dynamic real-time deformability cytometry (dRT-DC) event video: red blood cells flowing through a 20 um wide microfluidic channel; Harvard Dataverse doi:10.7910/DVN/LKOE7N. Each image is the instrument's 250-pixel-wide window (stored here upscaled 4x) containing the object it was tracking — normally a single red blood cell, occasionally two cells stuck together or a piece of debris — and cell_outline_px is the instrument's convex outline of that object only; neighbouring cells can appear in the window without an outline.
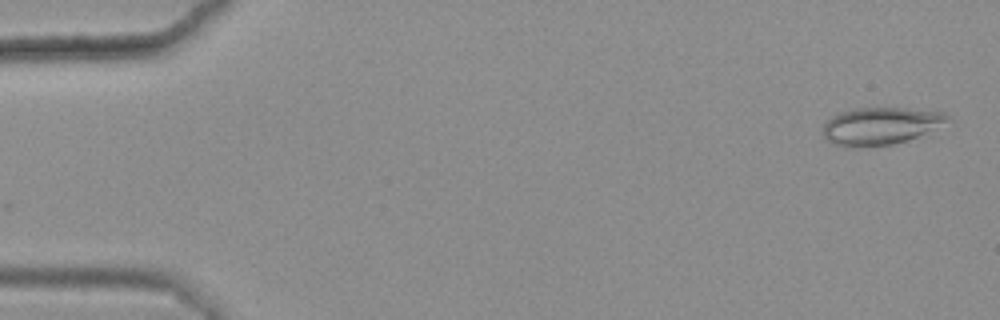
{"species": "common noctule bat (a hibernating species)", "species_latin": "Nyctalus noctula", "temperature_condition": "warm", "stored_images_in_passage": 50, "camera_frame_rate_fps": 3000, "um_per_image_px": 0.085, "animal": {"sex": "female", "body_mass_g": 25.1}, "frame": {"image": 1, "passage_image": 2, "time_ms": 0.333, "image_size_px": [1000, 320], "cell_outline_px": [[952, 120], [908, 140], [892, 144], [856, 148], [844, 148], [832, 144], [824, 136], [824, 124], [832, 116], [840, 112], [852, 108], [900, 108], [944, 112]], "centroid_in_image_um": [74.8, 10.72], "position_along_channel_um": 10.2, "area_um2": 27.11}}
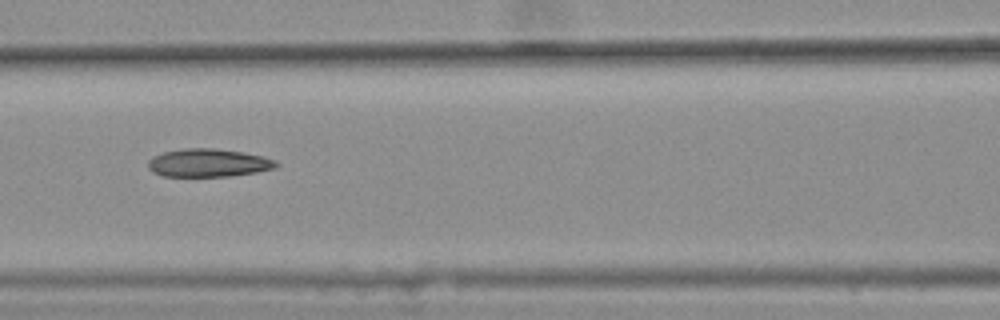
{"frame": {"image": 2, "passage_image": 25, "time_ms": 8.0, "image_size_px": [1000, 320], "cell_outline_px": [[280, 164], [276, 168], [256, 172], [232, 176], [164, 176], [152, 172], [148, 168], [148, 160], [152, 156], [164, 152], [184, 148], [212, 148], [244, 152], [264, 156], [276, 160]], "centroid_in_image_um": [17.73, 13.84], "position_along_channel_um": 148.9, "area_um2": 21.15}}
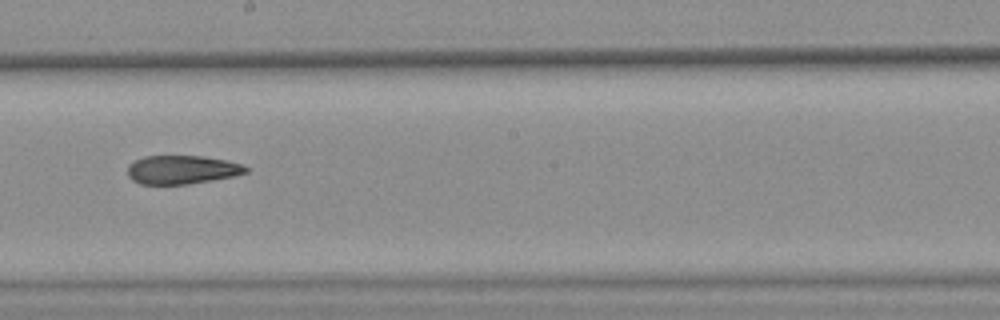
{"frame": {"image": 3, "passage_image": 32, "time_ms": 10.333, "image_size_px": [1000, 320], "cell_outline_px": [[248, 172], [232, 176], [212, 180], [188, 184], [140, 184], [132, 180], [128, 176], [128, 164], [144, 156], [204, 156], [244, 164], [248, 168]], "centroid_in_image_um": [15.46, 14.42], "position_along_channel_um": 232.7, "area_um2": 19.71}, "authors_computed_cell_mechanics": {"area_um2": 21.1837, "velocity_mm_per_s": 3.6045, "shape_relaxation_time_tau1_ms": null, "shape_relaxation_time_tau2_ms": 7.493, "deformation_change_tau1": null, "deformation_change_tau2": 0.1698}}